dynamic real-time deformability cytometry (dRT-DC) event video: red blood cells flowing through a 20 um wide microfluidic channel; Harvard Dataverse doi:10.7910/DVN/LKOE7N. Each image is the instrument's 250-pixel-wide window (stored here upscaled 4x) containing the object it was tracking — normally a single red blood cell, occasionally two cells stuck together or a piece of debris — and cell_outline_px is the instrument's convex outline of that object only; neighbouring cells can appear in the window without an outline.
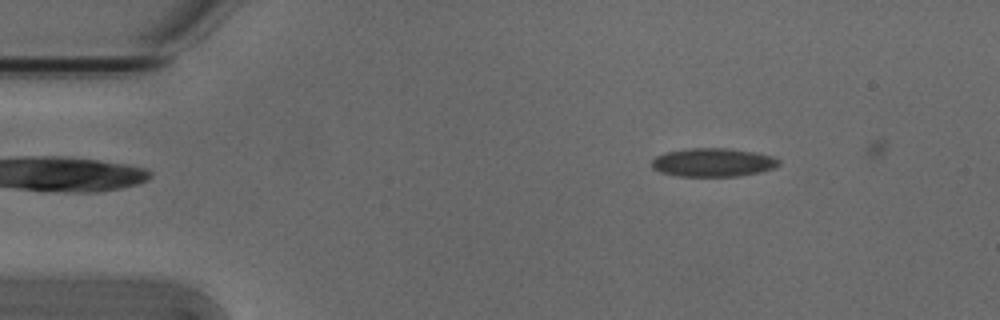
{"species": "Egyptian fruit bat (a non-hibernating species)", "species_latin": "Rousettus aegyptiacus", "temperature_condition": "cold", "stored_images_in_passage": 4, "camera_frame_rate_fps": 3000, "um_per_image_px": 0.085, "animal": {"sex": "male"}, "frame": {"image": 1, "passage_image": 4, "time_ms": 1.0, "image_size_px": [1000, 320], "cell_outline_px": [[780, 164], [776, 168], [760, 172], [736, 176], [680, 176], [660, 172], [652, 168], [652, 160], [656, 156], [668, 152], [688, 148], [728, 148], [756, 152], [772, 156], [780, 160]], "centroid_in_image_um": [60.64, 13.8], "position_along_channel_um": 24.4, "area_um2": 21.15}}